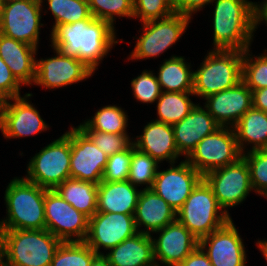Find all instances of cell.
Masks as SVG:
<instances>
[{"instance_id":"obj_5","label":"cell","mask_w":267,"mask_h":266,"mask_svg":"<svg viewBox=\"0 0 267 266\" xmlns=\"http://www.w3.org/2000/svg\"><path fill=\"white\" fill-rule=\"evenodd\" d=\"M204 58L194 71V96L204 99L242 81V51L212 49Z\"/></svg>"},{"instance_id":"obj_40","label":"cell","mask_w":267,"mask_h":266,"mask_svg":"<svg viewBox=\"0 0 267 266\" xmlns=\"http://www.w3.org/2000/svg\"><path fill=\"white\" fill-rule=\"evenodd\" d=\"M132 157V144L124 151L108 157L102 181H128Z\"/></svg>"},{"instance_id":"obj_27","label":"cell","mask_w":267,"mask_h":266,"mask_svg":"<svg viewBox=\"0 0 267 266\" xmlns=\"http://www.w3.org/2000/svg\"><path fill=\"white\" fill-rule=\"evenodd\" d=\"M240 152L245 151L246 143L250 150L267 147V113L255 108L249 109L233 127Z\"/></svg>"},{"instance_id":"obj_34","label":"cell","mask_w":267,"mask_h":266,"mask_svg":"<svg viewBox=\"0 0 267 266\" xmlns=\"http://www.w3.org/2000/svg\"><path fill=\"white\" fill-rule=\"evenodd\" d=\"M250 49L243 52L242 81L253 91L267 87V50L255 56Z\"/></svg>"},{"instance_id":"obj_12","label":"cell","mask_w":267,"mask_h":266,"mask_svg":"<svg viewBox=\"0 0 267 266\" xmlns=\"http://www.w3.org/2000/svg\"><path fill=\"white\" fill-rule=\"evenodd\" d=\"M46 230L62 242L85 241L89 217L76 210L54 189H47L44 199Z\"/></svg>"},{"instance_id":"obj_28","label":"cell","mask_w":267,"mask_h":266,"mask_svg":"<svg viewBox=\"0 0 267 266\" xmlns=\"http://www.w3.org/2000/svg\"><path fill=\"white\" fill-rule=\"evenodd\" d=\"M191 65L183 56L172 55L160 65L157 79L161 90L165 92H193Z\"/></svg>"},{"instance_id":"obj_17","label":"cell","mask_w":267,"mask_h":266,"mask_svg":"<svg viewBox=\"0 0 267 266\" xmlns=\"http://www.w3.org/2000/svg\"><path fill=\"white\" fill-rule=\"evenodd\" d=\"M107 159L78 126H71L70 178L99 184Z\"/></svg>"},{"instance_id":"obj_3","label":"cell","mask_w":267,"mask_h":266,"mask_svg":"<svg viewBox=\"0 0 267 266\" xmlns=\"http://www.w3.org/2000/svg\"><path fill=\"white\" fill-rule=\"evenodd\" d=\"M46 190L23 176L12 179L4 194L7 215L0 221L1 229H46L44 212Z\"/></svg>"},{"instance_id":"obj_7","label":"cell","mask_w":267,"mask_h":266,"mask_svg":"<svg viewBox=\"0 0 267 266\" xmlns=\"http://www.w3.org/2000/svg\"><path fill=\"white\" fill-rule=\"evenodd\" d=\"M71 128L33 156L25 179L46 189H55L70 178Z\"/></svg>"},{"instance_id":"obj_49","label":"cell","mask_w":267,"mask_h":266,"mask_svg":"<svg viewBox=\"0 0 267 266\" xmlns=\"http://www.w3.org/2000/svg\"><path fill=\"white\" fill-rule=\"evenodd\" d=\"M3 235H2V229L0 227V266L3 265Z\"/></svg>"},{"instance_id":"obj_23","label":"cell","mask_w":267,"mask_h":266,"mask_svg":"<svg viewBox=\"0 0 267 266\" xmlns=\"http://www.w3.org/2000/svg\"><path fill=\"white\" fill-rule=\"evenodd\" d=\"M142 189L138 197L134 220L139 233L151 235L175 221L176 211L152 189Z\"/></svg>"},{"instance_id":"obj_39","label":"cell","mask_w":267,"mask_h":266,"mask_svg":"<svg viewBox=\"0 0 267 266\" xmlns=\"http://www.w3.org/2000/svg\"><path fill=\"white\" fill-rule=\"evenodd\" d=\"M134 17L140 22L166 18L175 13L173 0H133Z\"/></svg>"},{"instance_id":"obj_42","label":"cell","mask_w":267,"mask_h":266,"mask_svg":"<svg viewBox=\"0 0 267 266\" xmlns=\"http://www.w3.org/2000/svg\"><path fill=\"white\" fill-rule=\"evenodd\" d=\"M22 84L15 78L7 64L0 57V95L4 99L21 96Z\"/></svg>"},{"instance_id":"obj_32","label":"cell","mask_w":267,"mask_h":266,"mask_svg":"<svg viewBox=\"0 0 267 266\" xmlns=\"http://www.w3.org/2000/svg\"><path fill=\"white\" fill-rule=\"evenodd\" d=\"M47 1L46 6L54 17V24L51 32L62 24H70L88 19L91 16L88 0H40Z\"/></svg>"},{"instance_id":"obj_51","label":"cell","mask_w":267,"mask_h":266,"mask_svg":"<svg viewBox=\"0 0 267 266\" xmlns=\"http://www.w3.org/2000/svg\"><path fill=\"white\" fill-rule=\"evenodd\" d=\"M4 102H5V99L0 95V108L2 107Z\"/></svg>"},{"instance_id":"obj_37","label":"cell","mask_w":267,"mask_h":266,"mask_svg":"<svg viewBox=\"0 0 267 266\" xmlns=\"http://www.w3.org/2000/svg\"><path fill=\"white\" fill-rule=\"evenodd\" d=\"M242 154L245 158L253 190L264 198L267 197V151L265 149L248 150Z\"/></svg>"},{"instance_id":"obj_47","label":"cell","mask_w":267,"mask_h":266,"mask_svg":"<svg viewBox=\"0 0 267 266\" xmlns=\"http://www.w3.org/2000/svg\"><path fill=\"white\" fill-rule=\"evenodd\" d=\"M90 266H111L108 259L103 254H98Z\"/></svg>"},{"instance_id":"obj_18","label":"cell","mask_w":267,"mask_h":266,"mask_svg":"<svg viewBox=\"0 0 267 266\" xmlns=\"http://www.w3.org/2000/svg\"><path fill=\"white\" fill-rule=\"evenodd\" d=\"M212 266H246V250L232 218L199 240Z\"/></svg>"},{"instance_id":"obj_11","label":"cell","mask_w":267,"mask_h":266,"mask_svg":"<svg viewBox=\"0 0 267 266\" xmlns=\"http://www.w3.org/2000/svg\"><path fill=\"white\" fill-rule=\"evenodd\" d=\"M203 179L212 188L219 206L228 215L227 209L241 204L249 192L254 191L249 168L243 156L234 163L209 171Z\"/></svg>"},{"instance_id":"obj_45","label":"cell","mask_w":267,"mask_h":266,"mask_svg":"<svg viewBox=\"0 0 267 266\" xmlns=\"http://www.w3.org/2000/svg\"><path fill=\"white\" fill-rule=\"evenodd\" d=\"M254 11V31L258 29L257 27L261 22L265 23L267 26V0H263L261 3H253Z\"/></svg>"},{"instance_id":"obj_50","label":"cell","mask_w":267,"mask_h":266,"mask_svg":"<svg viewBox=\"0 0 267 266\" xmlns=\"http://www.w3.org/2000/svg\"><path fill=\"white\" fill-rule=\"evenodd\" d=\"M14 1H22V0H1L2 4L3 3H10V2H14Z\"/></svg>"},{"instance_id":"obj_9","label":"cell","mask_w":267,"mask_h":266,"mask_svg":"<svg viewBox=\"0 0 267 266\" xmlns=\"http://www.w3.org/2000/svg\"><path fill=\"white\" fill-rule=\"evenodd\" d=\"M240 157L242 153L234 129L219 127L205 136L185 160L204 176L211 170L236 162Z\"/></svg>"},{"instance_id":"obj_33","label":"cell","mask_w":267,"mask_h":266,"mask_svg":"<svg viewBox=\"0 0 267 266\" xmlns=\"http://www.w3.org/2000/svg\"><path fill=\"white\" fill-rule=\"evenodd\" d=\"M97 255L84 241L62 242L50 266H90Z\"/></svg>"},{"instance_id":"obj_14","label":"cell","mask_w":267,"mask_h":266,"mask_svg":"<svg viewBox=\"0 0 267 266\" xmlns=\"http://www.w3.org/2000/svg\"><path fill=\"white\" fill-rule=\"evenodd\" d=\"M137 233L134 215L97 211L89 218L84 242L97 254H104L100 248L107 251Z\"/></svg>"},{"instance_id":"obj_24","label":"cell","mask_w":267,"mask_h":266,"mask_svg":"<svg viewBox=\"0 0 267 266\" xmlns=\"http://www.w3.org/2000/svg\"><path fill=\"white\" fill-rule=\"evenodd\" d=\"M37 51L34 46L0 34V57L22 85L35 81Z\"/></svg>"},{"instance_id":"obj_48","label":"cell","mask_w":267,"mask_h":266,"mask_svg":"<svg viewBox=\"0 0 267 266\" xmlns=\"http://www.w3.org/2000/svg\"><path fill=\"white\" fill-rule=\"evenodd\" d=\"M257 248L261 251L262 255L264 256L267 262V240H258L257 241Z\"/></svg>"},{"instance_id":"obj_21","label":"cell","mask_w":267,"mask_h":266,"mask_svg":"<svg viewBox=\"0 0 267 266\" xmlns=\"http://www.w3.org/2000/svg\"><path fill=\"white\" fill-rule=\"evenodd\" d=\"M219 127L208 110L196 103L186 117L172 126L179 153L186 158L205 136Z\"/></svg>"},{"instance_id":"obj_38","label":"cell","mask_w":267,"mask_h":266,"mask_svg":"<svg viewBox=\"0 0 267 266\" xmlns=\"http://www.w3.org/2000/svg\"><path fill=\"white\" fill-rule=\"evenodd\" d=\"M131 89L133 97L146 104L156 102L162 93L157 76L147 69L131 80Z\"/></svg>"},{"instance_id":"obj_16","label":"cell","mask_w":267,"mask_h":266,"mask_svg":"<svg viewBox=\"0 0 267 266\" xmlns=\"http://www.w3.org/2000/svg\"><path fill=\"white\" fill-rule=\"evenodd\" d=\"M169 166L166 170L158 169L151 189L177 212L203 176L185 159L177 166Z\"/></svg>"},{"instance_id":"obj_29","label":"cell","mask_w":267,"mask_h":266,"mask_svg":"<svg viewBox=\"0 0 267 266\" xmlns=\"http://www.w3.org/2000/svg\"><path fill=\"white\" fill-rule=\"evenodd\" d=\"M54 190L76 210L89 218L97 212L98 184L69 178Z\"/></svg>"},{"instance_id":"obj_22","label":"cell","mask_w":267,"mask_h":266,"mask_svg":"<svg viewBox=\"0 0 267 266\" xmlns=\"http://www.w3.org/2000/svg\"><path fill=\"white\" fill-rule=\"evenodd\" d=\"M133 145L139 151L150 155L158 163L166 160L168 163H177L179 153L175 144L172 125L155 120L144 126L141 135H137Z\"/></svg>"},{"instance_id":"obj_26","label":"cell","mask_w":267,"mask_h":266,"mask_svg":"<svg viewBox=\"0 0 267 266\" xmlns=\"http://www.w3.org/2000/svg\"><path fill=\"white\" fill-rule=\"evenodd\" d=\"M111 266H153L152 236L137 233L103 254Z\"/></svg>"},{"instance_id":"obj_52","label":"cell","mask_w":267,"mask_h":266,"mask_svg":"<svg viewBox=\"0 0 267 266\" xmlns=\"http://www.w3.org/2000/svg\"><path fill=\"white\" fill-rule=\"evenodd\" d=\"M1 8H2V2H1V0H0V13H1Z\"/></svg>"},{"instance_id":"obj_4","label":"cell","mask_w":267,"mask_h":266,"mask_svg":"<svg viewBox=\"0 0 267 266\" xmlns=\"http://www.w3.org/2000/svg\"><path fill=\"white\" fill-rule=\"evenodd\" d=\"M4 266H50L62 241L46 229L2 230Z\"/></svg>"},{"instance_id":"obj_20","label":"cell","mask_w":267,"mask_h":266,"mask_svg":"<svg viewBox=\"0 0 267 266\" xmlns=\"http://www.w3.org/2000/svg\"><path fill=\"white\" fill-rule=\"evenodd\" d=\"M204 107L220 127L233 128L253 107L252 90L240 81L236 86L204 98Z\"/></svg>"},{"instance_id":"obj_25","label":"cell","mask_w":267,"mask_h":266,"mask_svg":"<svg viewBox=\"0 0 267 266\" xmlns=\"http://www.w3.org/2000/svg\"><path fill=\"white\" fill-rule=\"evenodd\" d=\"M141 192L130 181H101L98 184L97 211L134 215Z\"/></svg>"},{"instance_id":"obj_19","label":"cell","mask_w":267,"mask_h":266,"mask_svg":"<svg viewBox=\"0 0 267 266\" xmlns=\"http://www.w3.org/2000/svg\"><path fill=\"white\" fill-rule=\"evenodd\" d=\"M158 237L153 238L155 264L178 266L198 246L199 240L177 219L160 230ZM160 261V263L158 262Z\"/></svg>"},{"instance_id":"obj_2","label":"cell","mask_w":267,"mask_h":266,"mask_svg":"<svg viewBox=\"0 0 267 266\" xmlns=\"http://www.w3.org/2000/svg\"><path fill=\"white\" fill-rule=\"evenodd\" d=\"M213 3V49L244 52L254 37V2L213 0Z\"/></svg>"},{"instance_id":"obj_43","label":"cell","mask_w":267,"mask_h":266,"mask_svg":"<svg viewBox=\"0 0 267 266\" xmlns=\"http://www.w3.org/2000/svg\"><path fill=\"white\" fill-rule=\"evenodd\" d=\"M212 2L213 0H173V6L176 13L186 15L193 19L192 14L202 10L204 6Z\"/></svg>"},{"instance_id":"obj_41","label":"cell","mask_w":267,"mask_h":266,"mask_svg":"<svg viewBox=\"0 0 267 266\" xmlns=\"http://www.w3.org/2000/svg\"><path fill=\"white\" fill-rule=\"evenodd\" d=\"M83 132L108 157L126 150L133 143V138L131 139L128 134H112L99 131Z\"/></svg>"},{"instance_id":"obj_44","label":"cell","mask_w":267,"mask_h":266,"mask_svg":"<svg viewBox=\"0 0 267 266\" xmlns=\"http://www.w3.org/2000/svg\"><path fill=\"white\" fill-rule=\"evenodd\" d=\"M178 266H212L207 254L198 246Z\"/></svg>"},{"instance_id":"obj_31","label":"cell","mask_w":267,"mask_h":266,"mask_svg":"<svg viewBox=\"0 0 267 266\" xmlns=\"http://www.w3.org/2000/svg\"><path fill=\"white\" fill-rule=\"evenodd\" d=\"M128 115L122 107L106 105L101 107L91 119L80 123L82 131H99L112 134H128Z\"/></svg>"},{"instance_id":"obj_8","label":"cell","mask_w":267,"mask_h":266,"mask_svg":"<svg viewBox=\"0 0 267 266\" xmlns=\"http://www.w3.org/2000/svg\"><path fill=\"white\" fill-rule=\"evenodd\" d=\"M191 18L180 14L172 15L158 20L142 23V34L137 41L128 60H143L159 57L171 48L185 33Z\"/></svg>"},{"instance_id":"obj_46","label":"cell","mask_w":267,"mask_h":266,"mask_svg":"<svg viewBox=\"0 0 267 266\" xmlns=\"http://www.w3.org/2000/svg\"><path fill=\"white\" fill-rule=\"evenodd\" d=\"M253 108L267 113V87L252 91Z\"/></svg>"},{"instance_id":"obj_35","label":"cell","mask_w":267,"mask_h":266,"mask_svg":"<svg viewBox=\"0 0 267 266\" xmlns=\"http://www.w3.org/2000/svg\"><path fill=\"white\" fill-rule=\"evenodd\" d=\"M158 163L150 155L136 149L132 143V157L128 181L134 186L145 185L144 189H151L156 173Z\"/></svg>"},{"instance_id":"obj_30","label":"cell","mask_w":267,"mask_h":266,"mask_svg":"<svg viewBox=\"0 0 267 266\" xmlns=\"http://www.w3.org/2000/svg\"><path fill=\"white\" fill-rule=\"evenodd\" d=\"M193 92H165L162 91L156 101L157 118L155 121L174 125L186 117L195 107L189 98Z\"/></svg>"},{"instance_id":"obj_6","label":"cell","mask_w":267,"mask_h":266,"mask_svg":"<svg viewBox=\"0 0 267 266\" xmlns=\"http://www.w3.org/2000/svg\"><path fill=\"white\" fill-rule=\"evenodd\" d=\"M176 219L200 240L225 225L231 217L219 206L212 188L202 179L176 212Z\"/></svg>"},{"instance_id":"obj_13","label":"cell","mask_w":267,"mask_h":266,"mask_svg":"<svg viewBox=\"0 0 267 266\" xmlns=\"http://www.w3.org/2000/svg\"><path fill=\"white\" fill-rule=\"evenodd\" d=\"M31 96L32 93H26L22 97L5 99L0 108V131L4 138H27L49 130L39 111L28 100Z\"/></svg>"},{"instance_id":"obj_36","label":"cell","mask_w":267,"mask_h":266,"mask_svg":"<svg viewBox=\"0 0 267 266\" xmlns=\"http://www.w3.org/2000/svg\"><path fill=\"white\" fill-rule=\"evenodd\" d=\"M88 4L94 18L108 22L113 28L115 16L134 17L133 0H88Z\"/></svg>"},{"instance_id":"obj_15","label":"cell","mask_w":267,"mask_h":266,"mask_svg":"<svg viewBox=\"0 0 267 266\" xmlns=\"http://www.w3.org/2000/svg\"><path fill=\"white\" fill-rule=\"evenodd\" d=\"M56 56L36 60V75L33 85L46 89H58L76 84L95 73L84 62L53 49Z\"/></svg>"},{"instance_id":"obj_1","label":"cell","mask_w":267,"mask_h":266,"mask_svg":"<svg viewBox=\"0 0 267 266\" xmlns=\"http://www.w3.org/2000/svg\"><path fill=\"white\" fill-rule=\"evenodd\" d=\"M51 47L75 57L94 72L116 43V31L108 22L92 15L85 20L58 25L49 34Z\"/></svg>"},{"instance_id":"obj_10","label":"cell","mask_w":267,"mask_h":266,"mask_svg":"<svg viewBox=\"0 0 267 266\" xmlns=\"http://www.w3.org/2000/svg\"><path fill=\"white\" fill-rule=\"evenodd\" d=\"M40 0L3 3L0 13V34L22 41L38 49L43 12Z\"/></svg>"}]
</instances>
